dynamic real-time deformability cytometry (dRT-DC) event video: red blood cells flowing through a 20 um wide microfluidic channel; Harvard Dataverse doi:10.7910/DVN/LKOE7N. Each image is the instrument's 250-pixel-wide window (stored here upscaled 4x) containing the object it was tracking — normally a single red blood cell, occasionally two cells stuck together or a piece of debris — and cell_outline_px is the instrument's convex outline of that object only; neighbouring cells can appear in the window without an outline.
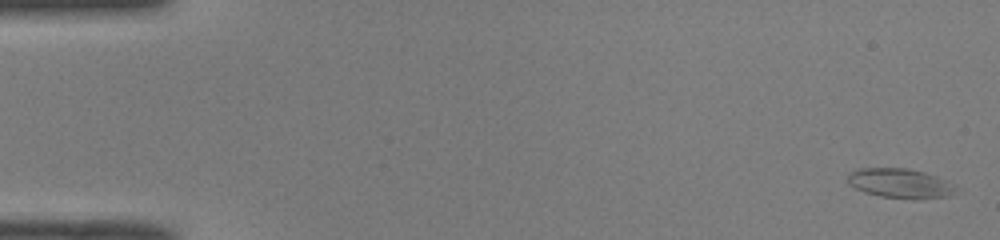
{"species": "common noctule bat (a hibernating species)", "species_latin": "Nyctalus noctula", "temperature_condition": "room temperature", "stored_images_in_passage": 50, "camera_frame_rate_fps": 3000, "um_per_image_px": 0.085, "animal": {"sex": "male", "body_mass_g": 19.0, "forearm_length_mm": 50.8}, "frame": {"image": 1, "passage_image": 1, "time_ms": 0.0, "image_size_px": [1000, 240], "cell_outline_px": [[956, 192], [952, 196], [880, 196], [864, 192], [848, 184], [848, 176], [856, 168], [908, 168], [924, 172], [948, 180], [956, 184]], "centroid_in_image_um": [76.51, 15.53], "position_along_channel_um": 8.5, "area_um2": 17.98}}
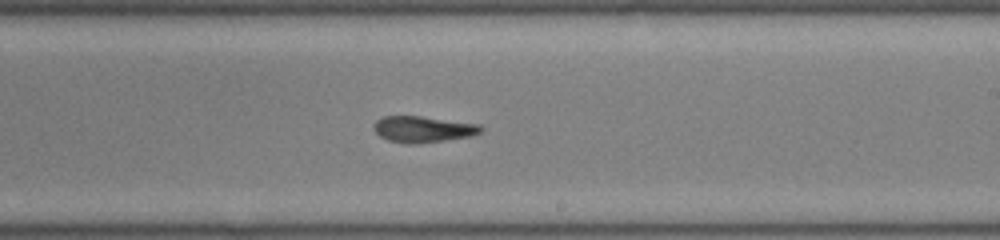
{"frame": {"image": 2, "passage_image": 30, "time_ms": 9.667, "image_size_px": [1000, 240], "cell_outline_px": [[484, 128], [480, 132], [472, 136], [416, 144], [408, 144], [388, 140], [380, 136], [372, 128], [372, 124], [376, 120], [384, 116], [420, 116], [480, 124]], "centroid_in_image_um": [35.94, 10.98], "position_along_channel_um": 253.1, "area_um2": 16.42}}
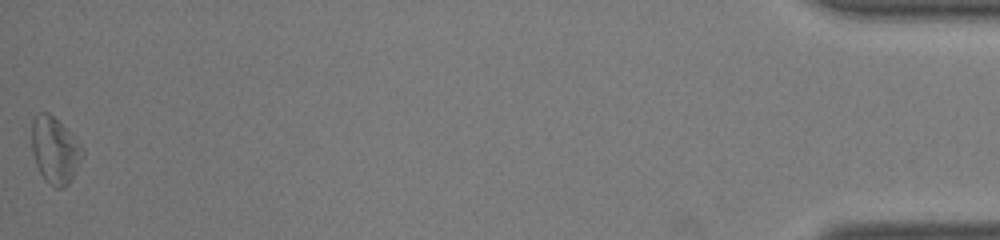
{"frame": {"image": 3, "passage_image": 50, "time_ms": 16.333, "image_size_px": [1000, 240], "cell_outline_px": [[84, 156], [68, 184], [60, 188], [56, 188], [40, 172], [36, 164], [32, 152], [32, 120], [40, 112], [48, 112], [84, 148]], "centroid_in_image_um": [4.67, 12.76], "position_along_channel_um": 430.5, "area_um2": 19.07}}